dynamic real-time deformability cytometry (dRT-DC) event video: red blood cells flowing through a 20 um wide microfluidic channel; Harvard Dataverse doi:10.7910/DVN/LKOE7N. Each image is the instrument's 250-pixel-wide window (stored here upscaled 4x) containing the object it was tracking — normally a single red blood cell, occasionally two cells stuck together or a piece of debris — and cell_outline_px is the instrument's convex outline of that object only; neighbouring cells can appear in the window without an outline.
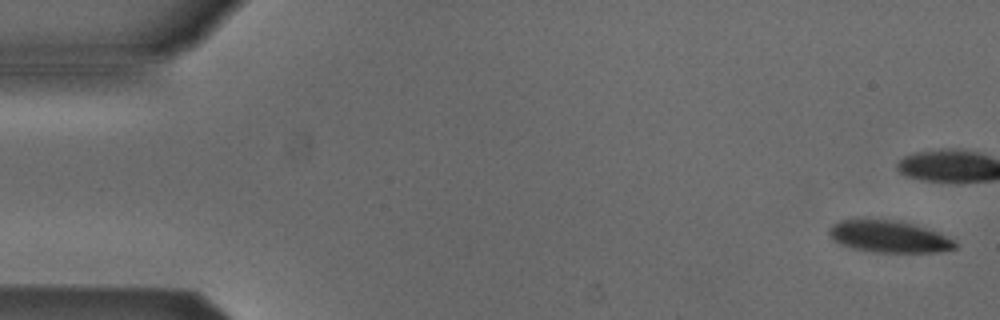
{"species": "Egyptian fruit bat (a non-hibernating species)", "species_latin": "Rousettus aegyptiacus", "temperature_condition": "cold", "stored_images_in_passage": 5, "camera_frame_rate_fps": 3000, "um_per_image_px": 0.085, "animal": {"sex": "male"}, "frame": {"image": 1, "passage_image": 1, "time_ms": 0.0, "image_size_px": [1000, 320], "cell_outline_px": [[956, 248], [940, 252], [876, 252], [852, 248], [840, 244], [832, 240], [828, 232], [828, 228], [832, 224], [840, 220], [892, 220], [916, 224], [928, 228], [956, 240]], "centroid_in_image_um": [75.57, 20.11], "position_along_channel_um": 9.4, "area_um2": 23.47}}
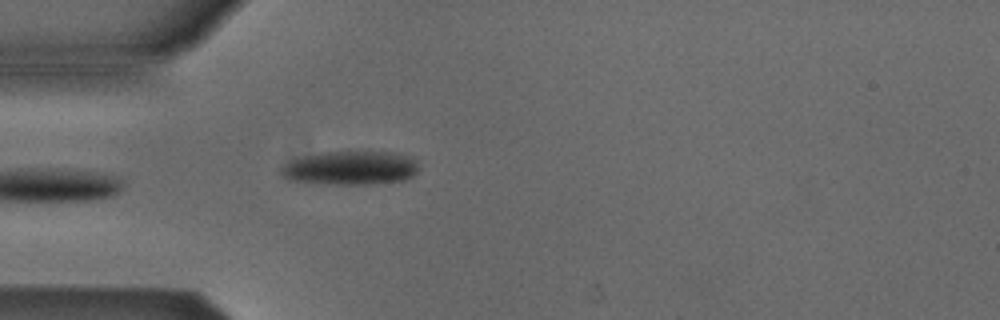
{"frame": {"image": 2, "passage_image": 5, "time_ms": 1.333, "image_size_px": [1000, 320], "cell_outline_px": [[420, 168], [412, 176], [404, 180], [368, 184], [336, 184], [288, 180], [280, 172], [280, 168], [288, 160], [304, 156], [324, 152], [388, 152], [408, 156], [416, 160]], "centroid_in_image_um": [29.78, 14.27], "position_along_channel_um": 55.2, "area_um2": 26.99}}